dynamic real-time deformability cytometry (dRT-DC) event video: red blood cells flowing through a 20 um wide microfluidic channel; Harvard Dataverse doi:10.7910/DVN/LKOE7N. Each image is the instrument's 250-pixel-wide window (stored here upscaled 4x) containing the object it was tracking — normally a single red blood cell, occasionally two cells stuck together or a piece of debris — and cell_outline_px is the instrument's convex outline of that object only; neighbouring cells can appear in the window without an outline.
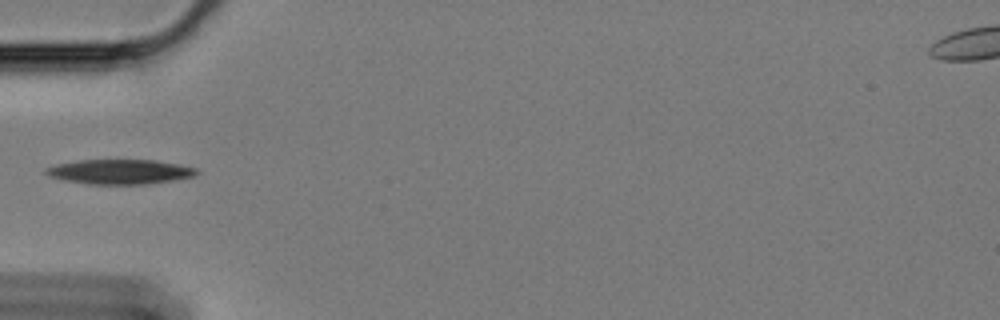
{"species": "Egyptian fruit bat (a non-hibernating species)", "species_latin": "Rousettus aegyptiacus", "temperature_condition": "cold", "stored_images_in_passage": 41, "camera_frame_rate_fps": 3000, "um_per_image_px": 0.085, "animal": {"sex": "female"}, "frame": {"image": 1, "passage_image": 1, "time_ms": 0.0, "image_size_px": [1000, 320], "cell_outline_px": [[200, 172], [192, 176], [176, 180], [148, 184], [88, 184], [64, 180], [48, 176], [44, 172], [44, 168], [56, 164], [80, 160], [156, 160], [196, 168]], "centroid_in_image_um": [10.16, 14.6], "position_along_channel_um": 74.8, "area_um2": 21.73}}
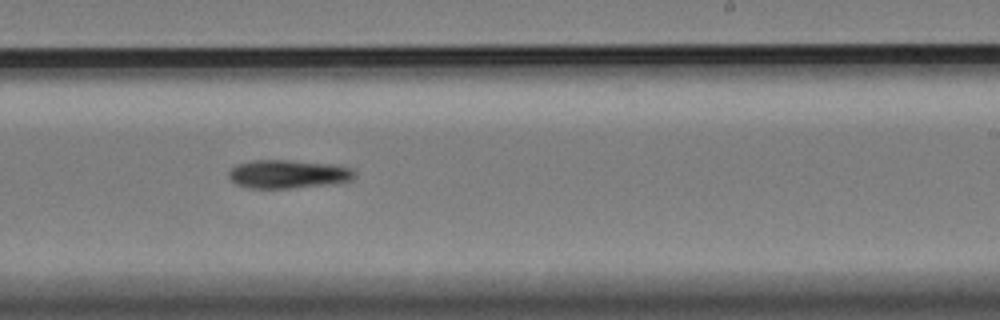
{"frame": {"image": 2, "passage_image": 18, "time_ms": 5.667, "image_size_px": [1000, 320], "cell_outline_px": [[356, 176], [352, 180], [332, 184], [288, 188], [252, 188], [236, 184], [228, 176], [228, 172], [236, 164], [252, 160], [288, 160], [328, 164], [348, 168], [356, 172]], "centroid_in_image_um": [24.46, 14.8], "position_along_channel_um": 264.5, "area_um2": 20.69}}
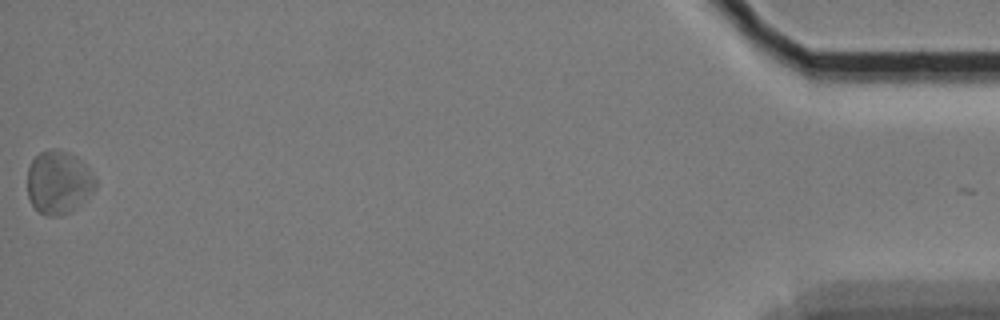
{"frame": {"image": 3, "passage_image": 41, "time_ms": 13.333, "image_size_px": [1000, 320], "cell_outline_px": [[96, 184], [84, 200], [76, 208], [60, 216], [48, 216], [40, 212], [32, 204], [28, 196], [28, 168], [32, 160], [40, 152], [52, 148], [56, 148], [68, 152], [76, 156], [96, 180]], "centroid_in_image_um": [4.94, 15.49], "position_along_channel_um": 430.3, "area_um2": 24.62}}